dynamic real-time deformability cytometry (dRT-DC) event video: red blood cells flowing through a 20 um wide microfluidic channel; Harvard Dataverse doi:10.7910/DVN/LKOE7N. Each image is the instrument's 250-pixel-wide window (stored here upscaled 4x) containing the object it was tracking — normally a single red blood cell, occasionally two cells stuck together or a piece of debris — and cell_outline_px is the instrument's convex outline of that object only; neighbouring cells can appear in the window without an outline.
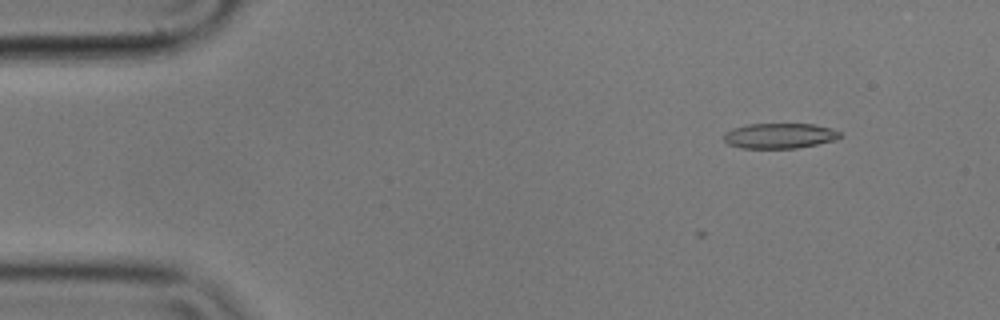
{"species": "common noctule bat (a hibernating species)", "species_latin": "Nyctalus noctula", "temperature_condition": "cold", "stored_images_in_passage": 8, "camera_frame_rate_fps": 3000, "um_per_image_px": 0.085, "animal": {"sex": "male", "body_mass_g": 17.9}, "frame": {"image": 1, "passage_image": 6, "time_ms": 1.667, "image_size_px": [1000, 320], "cell_outline_px": [[840, 136], [836, 140], [796, 148], [740, 148], [728, 144], [724, 140], [724, 132], [732, 128], [748, 124], [812, 124], [832, 128], [840, 132]], "centroid_in_image_um": [66.24, 11.54], "position_along_channel_um": 18.8, "area_um2": 17.11}}